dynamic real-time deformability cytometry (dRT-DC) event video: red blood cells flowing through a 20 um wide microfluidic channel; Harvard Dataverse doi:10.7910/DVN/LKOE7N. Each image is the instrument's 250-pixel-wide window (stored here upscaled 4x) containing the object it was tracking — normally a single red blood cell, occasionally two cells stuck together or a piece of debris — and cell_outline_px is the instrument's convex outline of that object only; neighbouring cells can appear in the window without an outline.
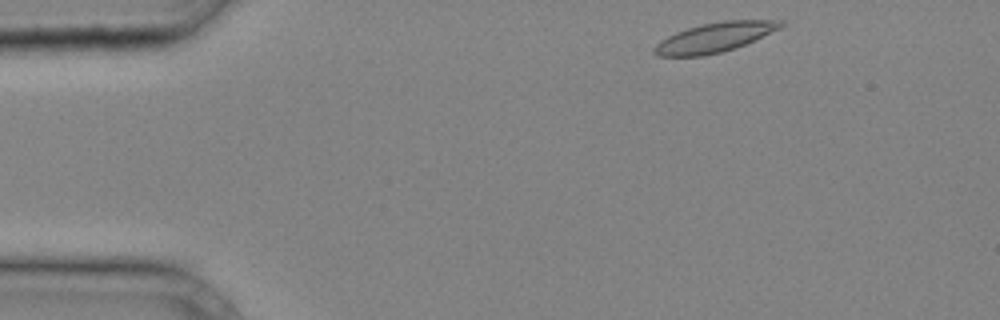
{"species": "common noctule bat (a hibernating species)", "species_latin": "Nyctalus noctula", "temperature_condition": "cold", "stored_images_in_passage": 29, "camera_frame_rate_fps": 3000, "um_per_image_px": 0.085, "animal": {"sex": "male", "body_mass_g": 20.4}, "frame": {"image": 1, "passage_image": 1, "time_ms": 0.0, "image_size_px": [1000, 320], "cell_outline_px": [[788, 24], [780, 28], [736, 48], [704, 56], [656, 56], [652, 52], [652, 48], [660, 40], [676, 32], [688, 28], [704, 24], [724, 20], [784, 20]], "centroid_in_image_um": [60.74, 3.18], "position_along_channel_um": 24.3, "area_um2": 21.79}}
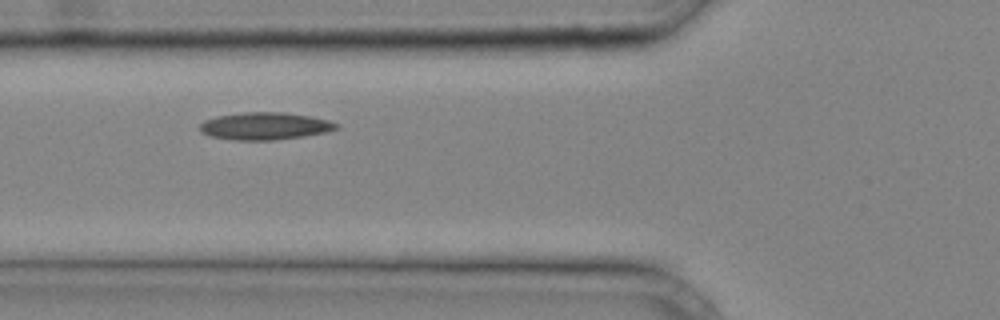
{"frame": {"image": 2, "passage_image": 10, "time_ms": 3.0, "image_size_px": [1000, 320], "cell_outline_px": [[340, 128], [324, 132], [304, 136], [272, 140], [236, 140], [212, 136], [200, 132], [200, 124], [204, 120], [216, 116], [244, 112], [280, 112], [312, 116], [328, 120], [340, 124]], "centroid_in_image_um": [22.53, 10.71], "position_along_channel_um": 103.3, "area_um2": 21.73}}
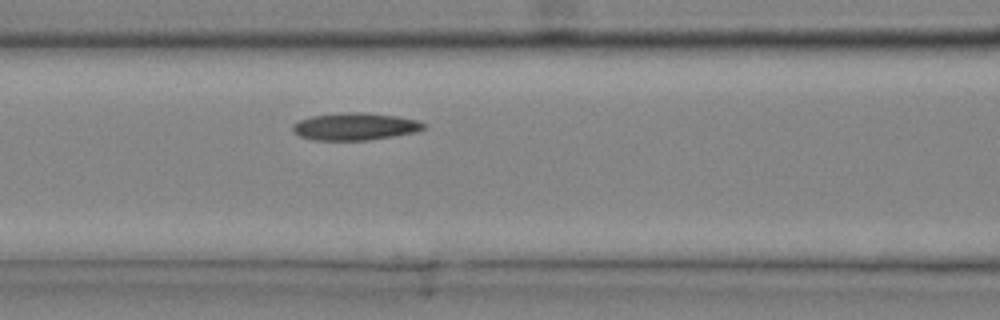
{"frame": {"image": 3, "passage_image": 12, "time_ms": 3.667, "image_size_px": [1000, 320], "cell_outline_px": [[428, 128], [416, 132], [368, 140], [316, 140], [300, 136], [292, 132], [292, 124], [300, 120], [312, 116], [340, 112], [364, 112], [396, 116], [416, 120], [428, 124]], "centroid_in_image_um": [30.19, 10.75], "position_along_channel_um": 136.4, "area_um2": 20.98}}